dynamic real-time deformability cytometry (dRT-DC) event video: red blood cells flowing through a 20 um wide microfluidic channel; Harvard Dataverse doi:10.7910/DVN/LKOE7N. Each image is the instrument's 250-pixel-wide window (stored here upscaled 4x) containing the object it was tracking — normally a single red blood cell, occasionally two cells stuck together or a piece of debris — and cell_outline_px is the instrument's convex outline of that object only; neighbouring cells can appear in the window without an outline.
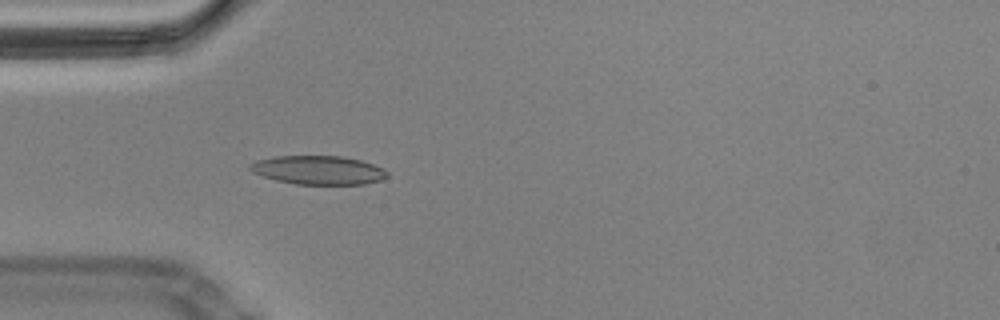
{"species": "Egyptian fruit bat (a non-hibernating species)", "species_latin": "Rousettus aegyptiacus", "temperature_condition": "cold", "stored_images_in_passage": 57, "camera_frame_rate_fps": 3000, "um_per_image_px": 0.085, "animal": {"sex": "male"}, "frame": {"image": 1, "passage_image": 17, "time_ms": 5.333, "image_size_px": [1000, 320], "cell_outline_px": [[388, 176], [384, 180], [364, 184], [296, 184], [276, 180], [252, 172], [248, 168], [248, 164], [256, 160], [276, 156], [344, 156], [360, 160], [384, 168], [388, 172]], "centroid_in_image_um": [27.07, 14.45], "position_along_channel_um": 57.9, "area_um2": 23.12}, "authors_computed_cell_mechanics": {"area_um2": 22.3108, "velocity_mm_per_s": 3.4794, "shape_relaxation_time_tau1_ms": null, "shape_relaxation_time_tau2_ms": 2.1533, "deformation_change_tau1": null, "deformation_change_tau2": 0.0585}}